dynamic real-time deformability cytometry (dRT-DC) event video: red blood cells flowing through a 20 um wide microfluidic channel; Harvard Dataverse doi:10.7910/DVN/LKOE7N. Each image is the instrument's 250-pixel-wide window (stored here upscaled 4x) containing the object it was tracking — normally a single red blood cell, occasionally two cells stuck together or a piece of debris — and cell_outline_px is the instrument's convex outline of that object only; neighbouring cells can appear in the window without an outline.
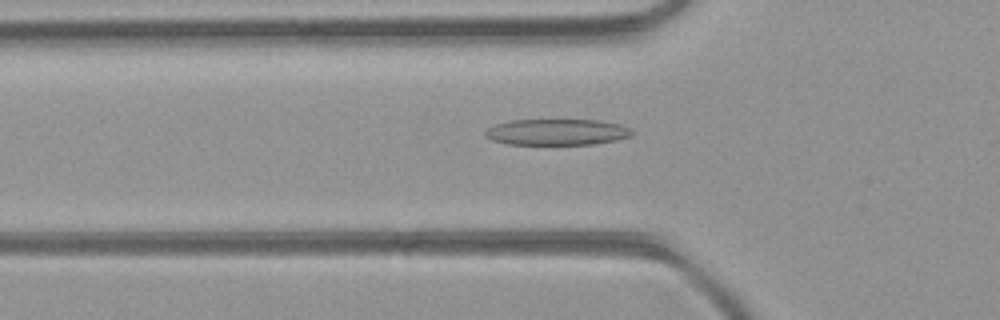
{"species": "common noctule bat (a hibernating species)", "species_latin": "Nyctalus noctula", "temperature_condition": "room temperature", "stored_images_in_passage": 3, "camera_frame_rate_fps": 3000, "um_per_image_px": 0.085, "animal": {"sex": "female", "body_mass_g": 21.9}, "frame": {"image": 1, "passage_image": 3, "time_ms": 0.667, "image_size_px": [1000, 320], "cell_outline_px": [[636, 132], [632, 136], [616, 140], [592, 144], [508, 144], [492, 140], [484, 136], [484, 132], [488, 128], [496, 124], [512, 120], [600, 120], [620, 124], [632, 128]], "centroid_in_image_um": [47.39, 11.22], "position_along_channel_um": 78.4, "area_um2": 22.48}}